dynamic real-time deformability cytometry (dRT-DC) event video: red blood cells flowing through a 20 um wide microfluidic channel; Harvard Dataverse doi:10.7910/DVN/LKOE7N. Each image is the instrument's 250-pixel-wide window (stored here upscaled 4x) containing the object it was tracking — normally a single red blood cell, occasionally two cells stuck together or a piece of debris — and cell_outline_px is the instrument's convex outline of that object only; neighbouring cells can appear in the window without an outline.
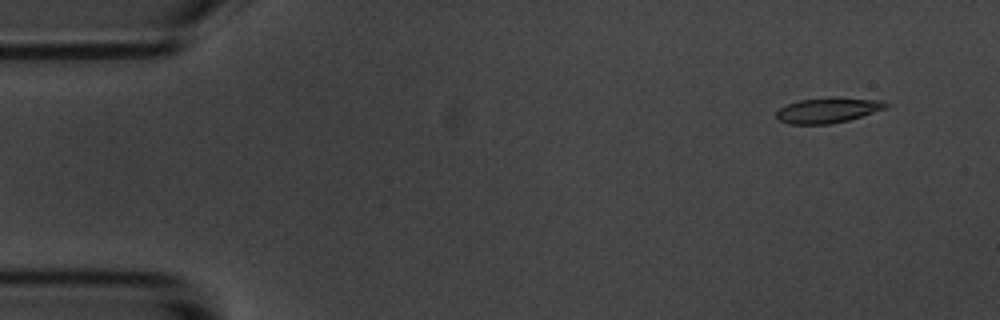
{"species": "common noctule bat (a hibernating species)", "species_latin": "Nyctalus noctula", "temperature_condition": "room temperature", "stored_images_in_passage": 6, "camera_frame_rate_fps": 3000, "um_per_image_px": 0.085, "animal": {"sex": "male", "body_mass_g": 20.1, "forearm_length_mm": 53.5}, "frame": {"image": 1, "passage_image": 2, "time_ms": 1.0, "image_size_px": [1000, 320], "cell_outline_px": [[888, 108], [848, 120], [828, 124], [788, 124], [780, 120], [776, 116], [776, 112], [780, 108], [788, 104], [800, 100], [832, 96], [884, 100], [888, 104]], "centroid_in_image_um": [70.41, 9.35], "position_along_channel_um": 14.6, "area_um2": 16.3}}
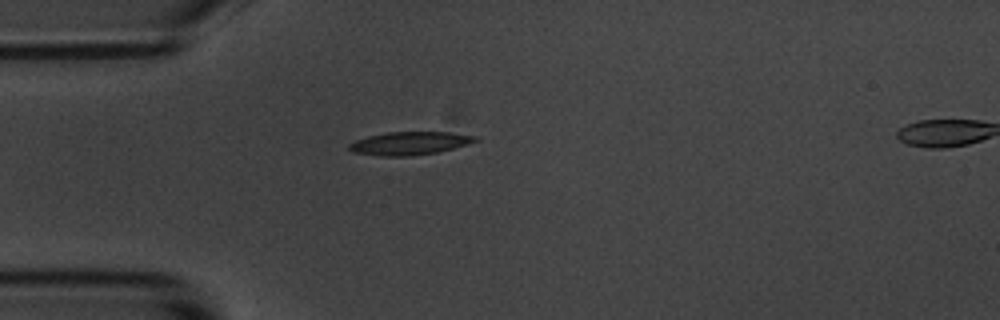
{"frame": {"image": 2, "passage_image": 5, "time_ms": 4.667, "image_size_px": [1000, 320], "cell_outline_px": [[480, 140], [468, 144], [436, 152], [412, 156], [380, 156], [352, 152], [348, 148], [348, 144], [356, 140], [368, 136], [388, 132], [448, 132], [480, 136]], "centroid_in_image_um": [34.83, 12.17], "position_along_channel_um": 50.2, "area_um2": 17.05}}